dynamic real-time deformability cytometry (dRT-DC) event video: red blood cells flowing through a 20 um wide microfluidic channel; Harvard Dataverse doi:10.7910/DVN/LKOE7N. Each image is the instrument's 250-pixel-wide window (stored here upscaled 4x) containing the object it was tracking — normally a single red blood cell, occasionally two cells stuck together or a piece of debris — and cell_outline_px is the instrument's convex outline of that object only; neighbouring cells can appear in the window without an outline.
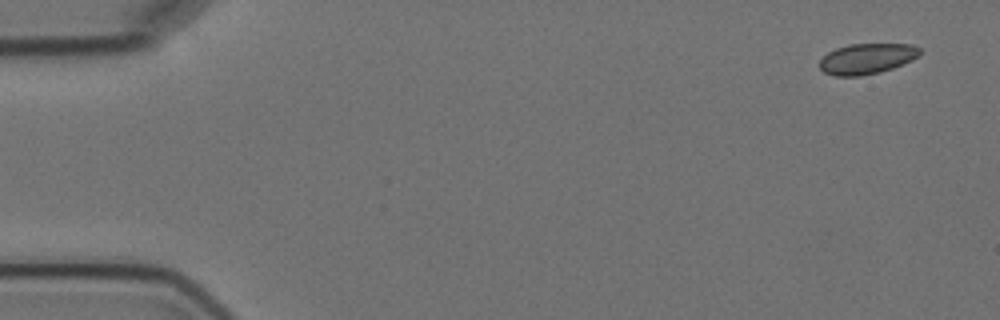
{"species": "Egyptian fruit bat (a non-hibernating species)", "species_latin": "Rousettus aegyptiacus", "temperature_condition": "cold", "stored_images_in_passage": 5, "camera_frame_rate_fps": 3000, "um_per_image_px": 0.085, "animal": {"sex": "female"}, "frame": {"image": 1, "passage_image": 1, "time_ms": 0.0, "image_size_px": [1000, 320], "cell_outline_px": [[920, 56], [912, 60], [892, 68], [880, 72], [860, 76], [836, 76], [824, 72], [820, 68], [820, 60], [828, 52], [836, 48], [848, 44], [912, 44], [920, 48]], "centroid_in_image_um": [73.69, 4.98], "position_along_channel_um": 11.3, "area_um2": 17.86}}
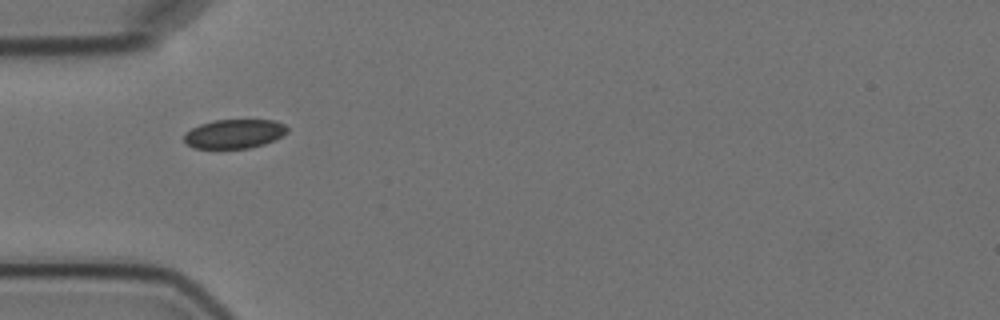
{"frame": {"image": 2, "passage_image": 5, "time_ms": 5.0, "image_size_px": [1000, 320], "cell_outline_px": [[288, 132], [264, 144], [248, 148], [196, 148], [188, 144], [184, 140], [184, 136], [192, 128], [200, 124], [212, 120], [272, 120], [284, 124], [288, 128]], "centroid_in_image_um": [19.92, 11.36], "position_along_channel_um": 65.1, "area_um2": 17.22}}